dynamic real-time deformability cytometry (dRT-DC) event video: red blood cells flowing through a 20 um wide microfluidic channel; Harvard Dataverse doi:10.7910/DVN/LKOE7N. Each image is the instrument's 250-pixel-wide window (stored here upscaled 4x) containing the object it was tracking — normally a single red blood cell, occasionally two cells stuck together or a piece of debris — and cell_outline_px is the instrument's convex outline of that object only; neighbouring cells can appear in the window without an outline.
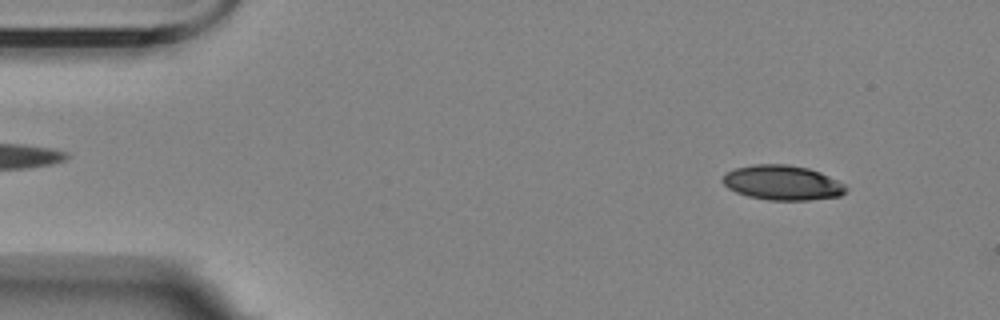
{"species": "Egyptian fruit bat (a non-hibernating species)", "species_latin": "Rousettus aegyptiacus", "temperature_condition": "room temperature", "stored_images_in_passage": 3, "camera_frame_rate_fps": 3000, "um_per_image_px": 0.085, "animal": {"sex": "female"}, "frame": {"image": 1, "passage_image": 3, "time_ms": 3.333, "image_size_px": [1000, 320], "cell_outline_px": [[848, 188], [840, 196], [808, 200], [768, 200], [748, 196], [736, 192], [728, 188], [720, 180], [728, 172], [736, 168], [752, 164], [788, 164], [808, 168], [820, 172], [844, 184]], "centroid_in_image_um": [66.49, 15.53], "position_along_channel_um": 18.5, "area_um2": 24.91}}